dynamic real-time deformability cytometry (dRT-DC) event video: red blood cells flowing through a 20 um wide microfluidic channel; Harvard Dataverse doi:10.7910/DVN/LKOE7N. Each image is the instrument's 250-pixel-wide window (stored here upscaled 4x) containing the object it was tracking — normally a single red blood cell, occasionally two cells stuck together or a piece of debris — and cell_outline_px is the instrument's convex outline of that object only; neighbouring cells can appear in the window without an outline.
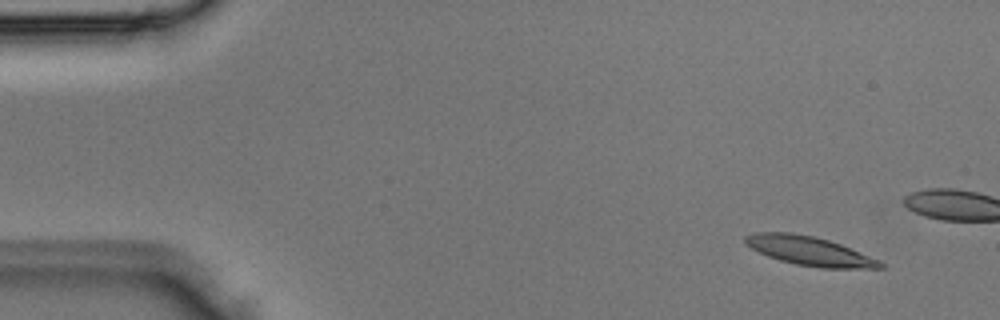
{"species": "Egyptian fruit bat (a non-hibernating species)", "species_latin": "Rousettus aegyptiacus", "temperature_condition": "room temperature", "stored_images_in_passage": 4, "camera_frame_rate_fps": 3000, "um_per_image_px": 0.085, "animal": {"sex": "male"}, "frame": {"image": 1, "passage_image": 1, "time_ms": 0.0, "image_size_px": [1000, 320], "cell_outline_px": [[888, 268], [820, 268], [796, 264], [780, 260], [768, 256], [744, 244], [744, 236], [756, 232], [792, 232], [812, 236], [828, 240], [840, 244], [880, 260]], "centroid_in_image_um": [68.81, 21.33], "position_along_channel_um": 16.2, "area_um2": 22.77}}